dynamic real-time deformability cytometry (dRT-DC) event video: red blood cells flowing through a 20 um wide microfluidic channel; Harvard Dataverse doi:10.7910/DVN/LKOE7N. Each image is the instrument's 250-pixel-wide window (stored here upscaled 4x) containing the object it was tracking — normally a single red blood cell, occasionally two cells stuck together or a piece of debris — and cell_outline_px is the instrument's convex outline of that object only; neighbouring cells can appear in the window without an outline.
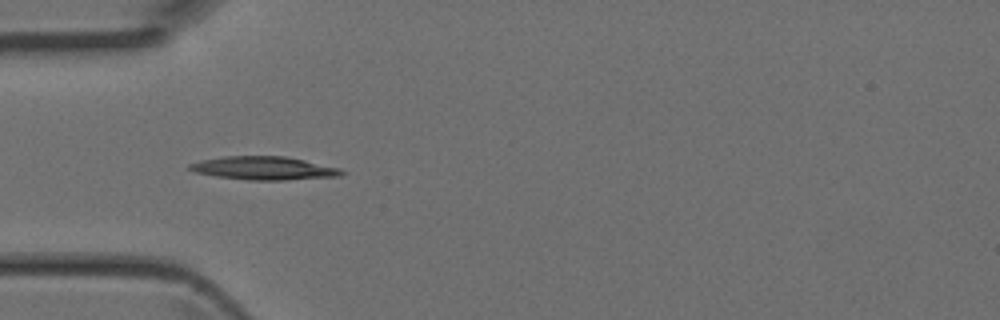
{"species": "Egyptian fruit bat (a non-hibernating species)", "species_latin": "Rousettus aegyptiacus", "temperature_condition": "room temperature", "stored_images_in_passage": 5, "camera_frame_rate_fps": 3000, "um_per_image_px": 0.085, "animal": {"sex": "female"}, "frame": {"image": 1, "passage_image": 4, "time_ms": 1.0, "image_size_px": [1000, 320], "cell_outline_px": [[344, 172], [340, 176], [284, 180], [248, 180], [216, 176], [196, 172], [188, 168], [188, 164], [200, 160], [224, 156], [284, 156], [304, 160], [340, 168]], "centroid_in_image_um": [22.41, 14.29], "position_along_channel_um": 62.6, "area_um2": 20.52}}
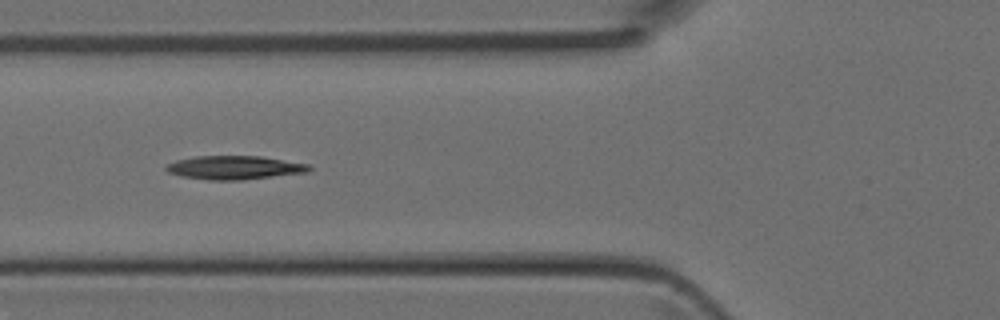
{"frame": {"image": 2, "passage_image": 5, "time_ms": 1.333, "image_size_px": [1000, 320], "cell_outline_px": [[312, 168], [308, 172], [240, 180], [208, 180], [180, 176], [168, 172], [164, 168], [168, 164], [176, 160], [196, 156], [260, 156], [308, 164]], "centroid_in_image_um": [19.9, 14.24], "position_along_channel_um": 105.9, "area_um2": 19.59}}